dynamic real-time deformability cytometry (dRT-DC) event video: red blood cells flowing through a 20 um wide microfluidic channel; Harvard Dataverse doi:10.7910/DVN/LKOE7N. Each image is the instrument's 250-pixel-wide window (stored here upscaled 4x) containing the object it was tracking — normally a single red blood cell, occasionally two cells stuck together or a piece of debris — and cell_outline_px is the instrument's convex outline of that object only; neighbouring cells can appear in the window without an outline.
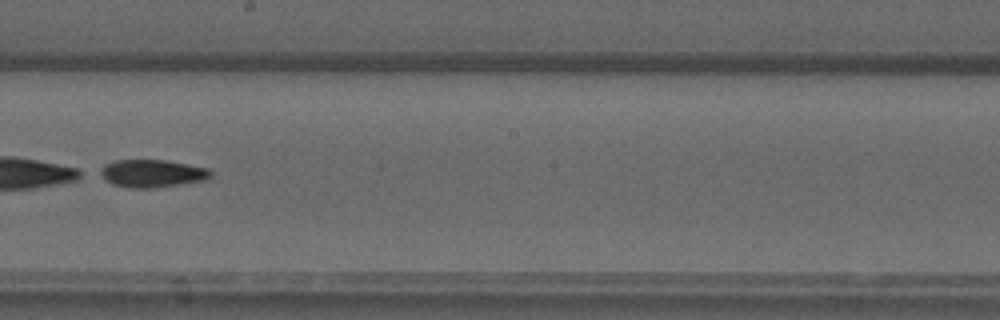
{"species": "common noctule bat (a hibernating species)", "species_latin": "Nyctalus noctula", "temperature_condition": "warm", "stored_images_in_passage": 52, "camera_frame_rate_fps": 3000, "um_per_image_px": 0.085, "animal": {"sex": "male", "forearm_length_mm": 52.5}, "frame": {"image": 1, "passage_image": 30, "time_ms": 9.667, "image_size_px": [1000, 320], "cell_outline_px": [[212, 176], [204, 180], [180, 184], [152, 188], [128, 188], [112, 184], [104, 180], [96, 172], [96, 168], [104, 164], [116, 160], [168, 160], [208, 168], [212, 172]], "centroid_in_image_um": [12.84, 14.73], "position_along_channel_um": 235.4, "area_um2": 18.21}}
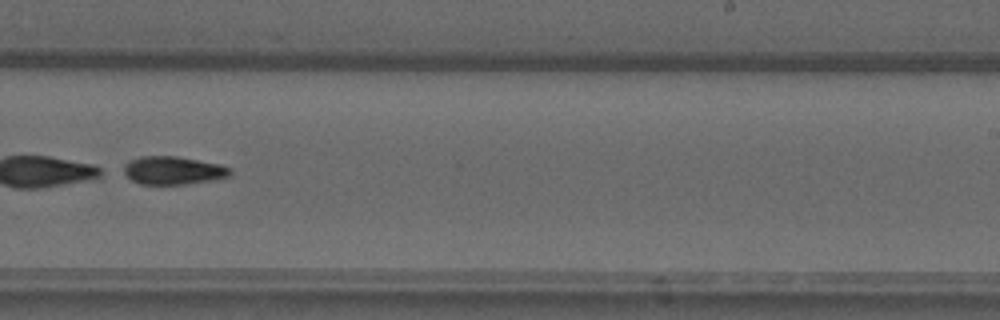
{"frame": {"image": 2, "passage_image": 33, "time_ms": 10.667, "image_size_px": [1000, 320], "cell_outline_px": [[232, 172], [228, 176], [212, 180], [184, 184], [140, 184], [132, 180], [124, 172], [124, 164], [128, 160], [140, 156], [176, 156], [220, 164], [228, 168]], "centroid_in_image_um": [14.68, 14.48], "position_along_channel_um": 274.3, "area_um2": 17.28}}